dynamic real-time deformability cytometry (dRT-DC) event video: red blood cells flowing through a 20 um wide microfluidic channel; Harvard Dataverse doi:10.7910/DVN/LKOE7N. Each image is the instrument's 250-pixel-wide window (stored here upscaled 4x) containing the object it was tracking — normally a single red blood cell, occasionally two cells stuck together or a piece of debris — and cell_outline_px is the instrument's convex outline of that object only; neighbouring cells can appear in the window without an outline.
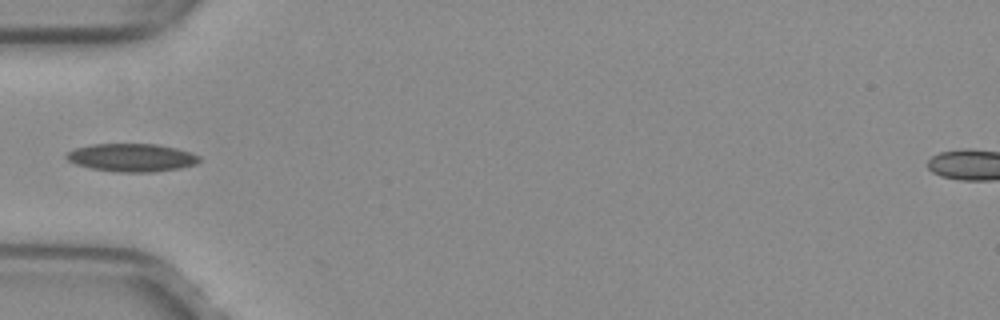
{"species": "common noctule bat (a hibernating species)", "species_latin": "Nyctalus noctula", "temperature_condition": "warm", "stored_images_in_passage": 35, "camera_frame_rate_fps": 3000, "um_per_image_px": 0.085, "animal": {"sex": "female", "body_mass_g": 29.2, "forearm_length_mm": 56.3}, "frame": {"image": 1, "passage_image": 1, "time_ms": 0.0, "image_size_px": [1000, 320], "cell_outline_px": [[200, 160], [196, 164], [180, 168], [152, 172], [116, 172], [92, 168], [76, 164], [68, 160], [64, 156], [68, 152], [76, 148], [92, 144], [156, 144], [176, 148], [200, 156]], "centroid_in_image_um": [11.19, 13.4], "position_along_channel_um": 73.8, "area_um2": 21.56}}
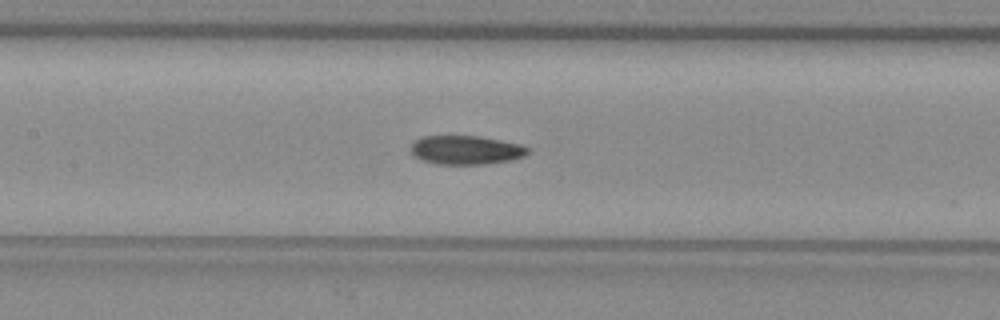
{"frame": {"image": 2, "passage_image": 8, "time_ms": 2.333, "image_size_px": [1000, 320], "cell_outline_px": [[528, 152], [524, 156], [512, 160], [484, 164], [436, 164], [424, 160], [416, 156], [412, 152], [412, 144], [420, 136], [480, 136], [520, 144], [528, 148]], "centroid_in_image_um": [39.62, 12.75], "position_along_channel_um": 167.8, "area_um2": 19.48}}
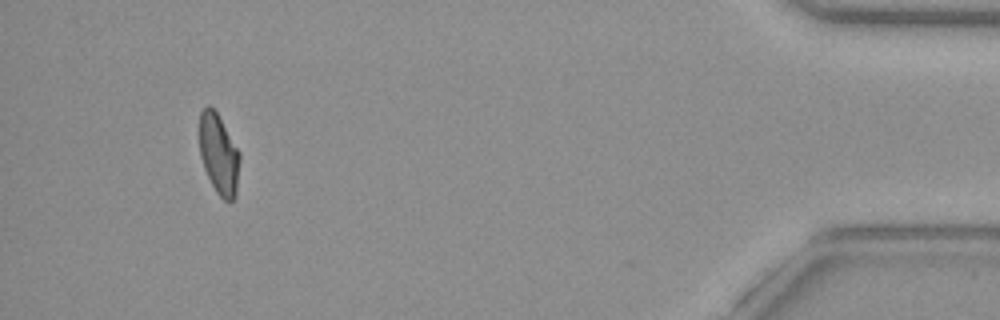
{"frame": {"image": 3, "passage_image": 32, "time_ms": 10.333, "image_size_px": [1000, 320], "cell_outline_px": [[240, 160], [236, 196], [232, 200], [224, 200], [216, 192], [204, 168], [200, 156], [200, 112], [208, 104], [216, 112], [240, 152]], "centroid_in_image_um": [18.61, 13.12], "position_along_channel_um": 416.6, "area_um2": 18.67}}